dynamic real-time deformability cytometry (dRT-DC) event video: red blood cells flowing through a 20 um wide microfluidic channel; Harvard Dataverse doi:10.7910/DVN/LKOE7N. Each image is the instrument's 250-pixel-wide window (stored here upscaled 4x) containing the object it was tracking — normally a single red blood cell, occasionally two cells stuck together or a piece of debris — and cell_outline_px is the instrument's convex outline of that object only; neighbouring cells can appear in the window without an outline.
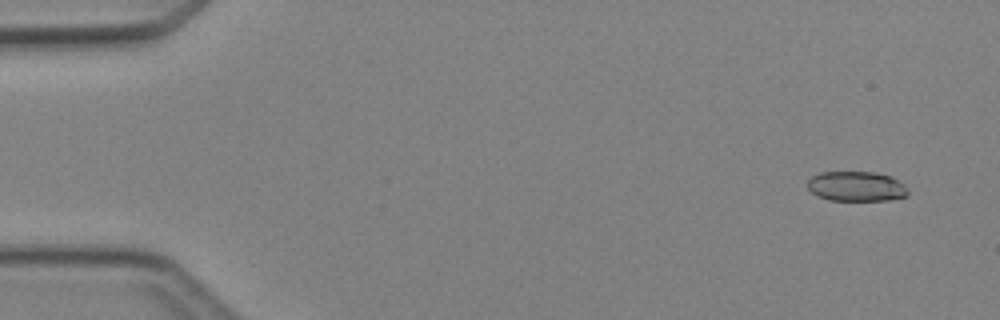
{"species": "Egyptian fruit bat (a non-hibernating species)", "species_latin": "Rousettus aegyptiacus", "temperature_condition": "cold", "stored_images_in_passage": 5, "camera_frame_rate_fps": 3000, "um_per_image_px": 0.085, "animal": {"sex": "female"}, "frame": {"image": 1, "passage_image": 1, "time_ms": 0.0, "image_size_px": [1000, 320], "cell_outline_px": [[908, 196], [888, 200], [828, 200], [816, 196], [808, 188], [808, 180], [812, 176], [820, 172], [876, 172], [888, 176], [904, 184], [908, 188]], "centroid_in_image_um": [72.78, 15.84], "position_along_channel_um": 12.2, "area_um2": 17.51}}